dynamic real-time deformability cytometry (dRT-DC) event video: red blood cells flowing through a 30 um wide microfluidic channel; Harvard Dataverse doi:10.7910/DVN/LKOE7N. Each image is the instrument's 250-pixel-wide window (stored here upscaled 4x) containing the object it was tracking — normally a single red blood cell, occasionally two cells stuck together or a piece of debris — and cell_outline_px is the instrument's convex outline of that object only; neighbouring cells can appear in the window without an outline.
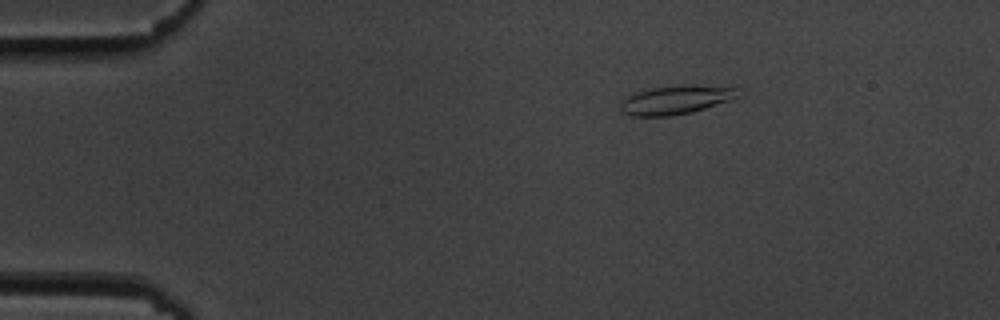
{"species": "common noctule bat (a hibernating species)", "species_latin": "Nyctalus noctula", "temperature_condition": "cold", "stored_images_in_passage": 52, "camera_frame_rate_fps": 3000, "um_per_image_px": 0.085, "animal": {"sex": "male", "body_mass_g": 19.5, "forearm_length_mm": 54.6}, "frame": {"image": 1, "passage_image": 6, "time_ms": 1.667, "image_size_px": [1000, 320], "cell_outline_px": [[736, 96], [728, 100], [692, 112], [668, 116], [632, 116], [620, 112], [620, 100], [632, 92], [652, 88], [736, 84]], "centroid_in_image_um": [57.38, 8.49], "position_along_channel_um": 27.6, "area_um2": 19.54}}
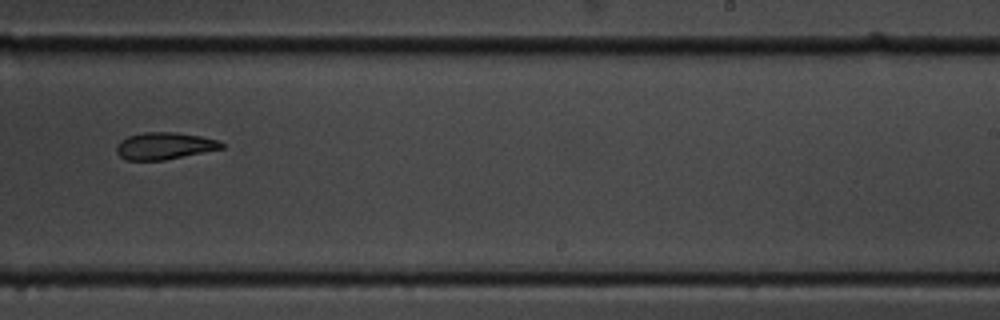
{"frame": {"image": 2, "passage_image": 32, "time_ms": 10.333, "image_size_px": [1000, 320], "cell_outline_px": [[224, 148], [164, 160], [124, 160], [116, 152], [116, 144], [120, 140], [128, 136], [144, 132], [176, 132], [200, 136], [220, 140], [224, 144]], "centroid_in_image_um": [13.96, 12.4], "position_along_channel_um": 275.0, "area_um2": 16.65}}
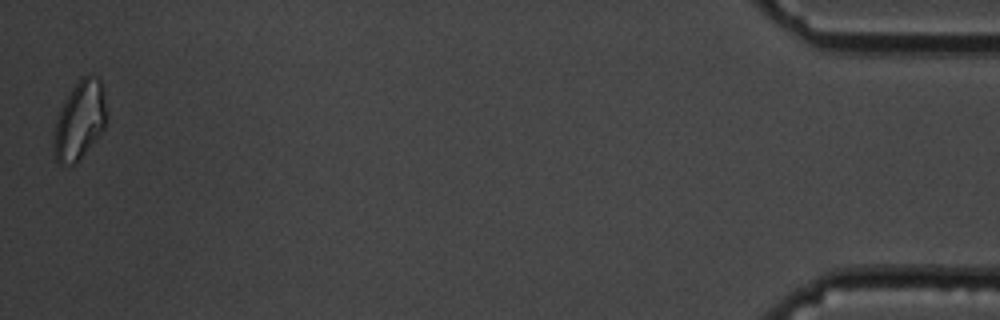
{"frame": {"image": 3, "passage_image": 52, "time_ms": 17.0, "image_size_px": [1000, 320], "cell_outline_px": [[108, 120], [104, 128], [80, 160], [72, 164], [60, 164], [56, 160], [52, 144], [52, 140], [56, 120], [72, 88], [84, 76], [96, 76], [100, 80], [108, 116]], "centroid_in_image_um": [6.78, 10.28], "position_along_channel_um": 428.4, "area_um2": 23.81}}